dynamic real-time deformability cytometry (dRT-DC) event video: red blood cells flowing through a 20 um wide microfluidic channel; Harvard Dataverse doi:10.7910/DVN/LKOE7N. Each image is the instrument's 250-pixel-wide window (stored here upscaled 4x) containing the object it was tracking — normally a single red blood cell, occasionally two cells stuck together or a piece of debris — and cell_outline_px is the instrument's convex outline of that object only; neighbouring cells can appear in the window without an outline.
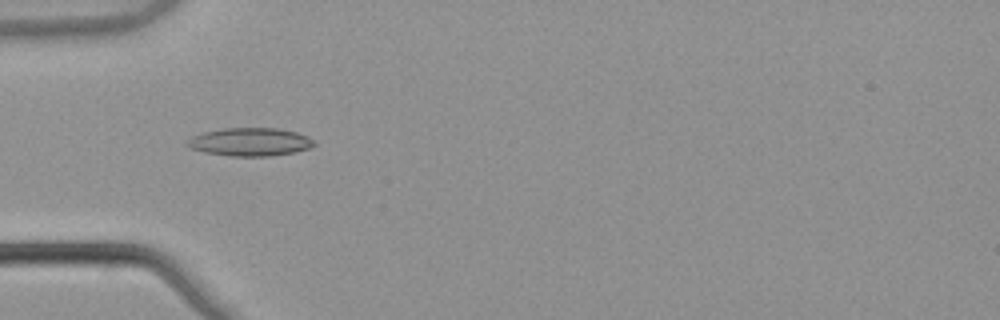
{"species": "common noctule bat (a hibernating species)", "species_latin": "Nyctalus noctula", "temperature_condition": "warm", "stored_images_in_passage": 37, "camera_frame_rate_fps": 3000, "um_per_image_px": 0.085, "animal": {"sex": "male", "body_mass_g": 21.5, "forearm_length_mm": 52.0}, "frame": {"image": 1, "passage_image": 1, "time_ms": 0.0, "image_size_px": [1000, 320], "cell_outline_px": [[316, 144], [308, 148], [296, 152], [268, 156], [232, 156], [204, 152], [192, 148], [184, 144], [192, 136], [204, 132], [224, 128], [276, 128], [296, 132], [308, 136]], "centroid_in_image_um": [21.25, 12.06], "position_along_channel_um": 63.8, "area_um2": 20.69}}
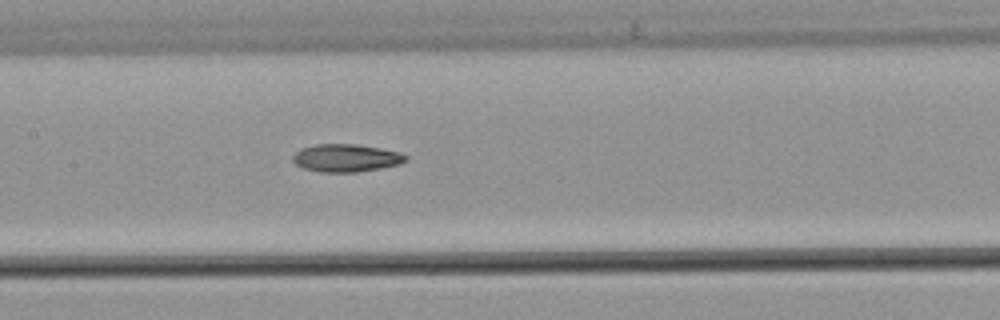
{"frame": {"image": 2, "passage_image": 10, "time_ms": 3.0, "image_size_px": [1000, 320], "cell_outline_px": [[408, 160], [400, 164], [380, 168], [356, 172], [320, 172], [304, 168], [296, 164], [292, 160], [292, 156], [300, 148], [316, 144], [356, 144], [380, 148], [400, 152], [408, 156]], "centroid_in_image_um": [29.42, 13.42], "position_along_channel_um": 178.0, "area_um2": 18.32}}
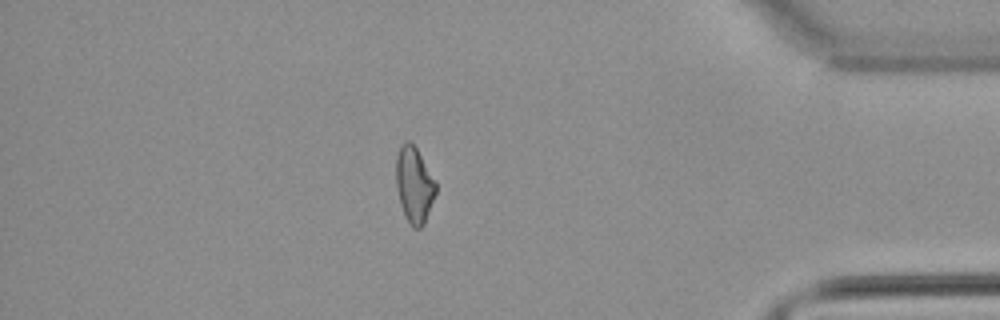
{"frame": {"image": 3, "passage_image": 30, "time_ms": 9.667, "image_size_px": [1000, 320], "cell_outline_px": [[436, 192], [424, 224], [420, 228], [412, 228], [404, 212], [400, 200], [396, 184], [396, 156], [400, 144], [404, 140], [408, 140], [416, 148], [436, 180]], "centroid_in_image_um": [35.21, 15.66], "position_along_channel_um": 400.0, "area_um2": 17.46}, "authors_computed_cell_mechanics": {"area_um2": 17.918, "velocity_mm_per_s": 3.864, "shape_relaxation_time_tau1_ms": null, "shape_relaxation_time_tau2_ms": 7.5754, "deformation_change_tau1": null, "deformation_change_tau2": 0.1708}}